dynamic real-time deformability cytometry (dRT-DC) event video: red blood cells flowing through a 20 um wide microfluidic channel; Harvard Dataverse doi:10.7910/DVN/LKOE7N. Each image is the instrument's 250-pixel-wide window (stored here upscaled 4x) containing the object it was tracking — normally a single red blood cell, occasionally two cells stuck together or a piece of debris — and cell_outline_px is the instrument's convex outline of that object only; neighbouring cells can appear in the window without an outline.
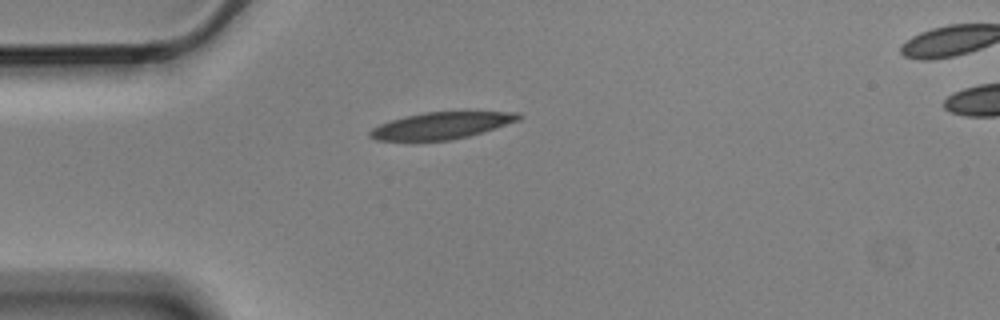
{"species": "Egyptian fruit bat (a non-hibernating species)", "species_latin": "Rousettus aegyptiacus", "temperature_condition": "cold", "stored_images_in_passage": 4, "camera_frame_rate_fps": 3000, "um_per_image_px": 0.085, "animal": {"sex": "male"}, "frame": {"image": 1, "passage_image": 4, "time_ms": 1.0, "image_size_px": [1000, 320], "cell_outline_px": [[524, 116], [520, 120], [468, 136], [448, 140], [376, 140], [368, 136], [368, 132], [372, 128], [380, 124], [404, 116], [424, 112], [520, 112]], "centroid_in_image_um": [37.51, 10.66], "position_along_channel_um": 47.5, "area_um2": 22.95}}